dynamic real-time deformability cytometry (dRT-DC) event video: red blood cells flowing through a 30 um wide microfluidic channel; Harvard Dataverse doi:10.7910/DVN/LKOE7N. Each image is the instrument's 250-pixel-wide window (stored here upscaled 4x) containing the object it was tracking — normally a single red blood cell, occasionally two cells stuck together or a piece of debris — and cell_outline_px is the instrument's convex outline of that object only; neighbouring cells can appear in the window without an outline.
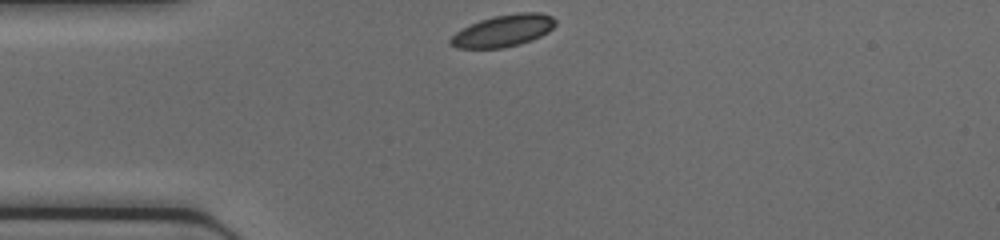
{"species": "common noctule bat (a hibernating species)", "species_latin": "Nyctalus noctula", "temperature_condition": "cold", "stored_images_in_passage": 28, "camera_frame_rate_fps": 3000, "um_per_image_px": 0.085, "animal": {"sex": "female", "body_mass_g": 17.0, "forearm_length_mm": 48.0}, "frame": {"image": 1, "passage_image": 1, "time_ms": 0.0, "image_size_px": [1000, 240], "cell_outline_px": [[556, 24], [548, 32], [532, 40], [520, 44], [504, 48], [456, 48], [448, 44], [448, 40], [456, 32], [480, 20], [496, 16], [516, 12], [540, 12], [552, 16], [556, 20]], "centroid_in_image_um": [42.79, 2.62], "position_along_channel_um": 42.2, "area_um2": 19.54}}
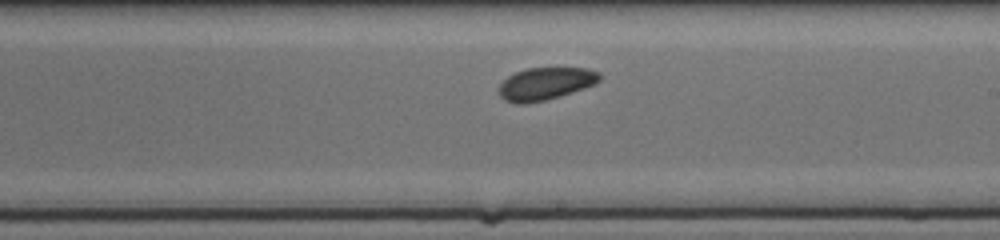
{"frame": {"image": 2, "passage_image": 16, "time_ms": 5.0, "image_size_px": [1000, 240], "cell_outline_px": [[600, 80], [584, 88], [560, 96], [544, 100], [524, 104], [516, 104], [504, 100], [500, 96], [500, 84], [508, 76], [516, 72], [528, 68], [588, 68], [600, 72]], "centroid_in_image_um": [46.36, 7.11], "position_along_channel_um": 242.6, "area_um2": 18.9}}
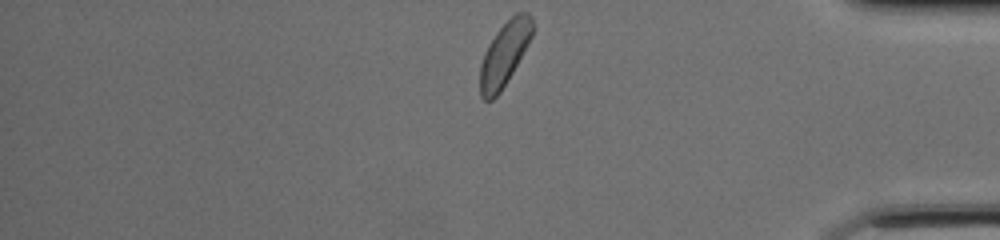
{"frame": {"image": 3, "passage_image": 28, "time_ms": 9.0, "image_size_px": [1000, 240], "cell_outline_px": [[536, 28], [532, 36], [512, 72], [500, 92], [492, 100], [484, 100], [480, 96], [480, 64], [484, 52], [488, 44], [496, 32], [516, 12], [528, 12], [532, 16]], "centroid_in_image_um": [42.89, 4.55], "position_along_channel_um": 392.3, "area_um2": 19.48}}